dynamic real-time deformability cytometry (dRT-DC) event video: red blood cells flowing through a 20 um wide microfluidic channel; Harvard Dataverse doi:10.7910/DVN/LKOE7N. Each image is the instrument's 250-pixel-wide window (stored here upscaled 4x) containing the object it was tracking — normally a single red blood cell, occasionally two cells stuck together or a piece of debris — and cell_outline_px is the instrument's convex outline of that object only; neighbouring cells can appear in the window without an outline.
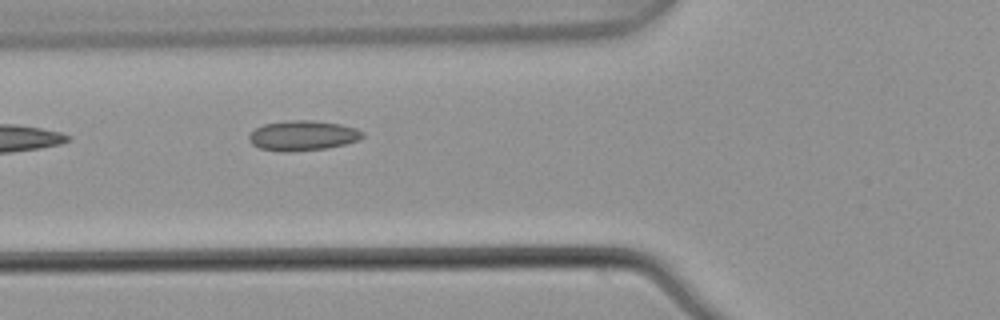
{"species": "common noctule bat (a hibernating species)", "species_latin": "Nyctalus noctula", "temperature_condition": "warm", "stored_images_in_passage": 3, "camera_frame_rate_fps": 3000, "um_per_image_px": 0.085, "animal": {"sex": "male", "body_mass_g": 21.5, "forearm_length_mm": 52.0}, "frame": {"image": 1, "passage_image": 3, "time_ms": 0.667, "image_size_px": [1000, 320], "cell_outline_px": [[364, 136], [360, 140], [328, 148], [288, 152], [284, 152], [260, 148], [252, 144], [248, 140], [248, 136], [256, 128], [264, 124], [284, 120], [312, 120], [340, 124], [356, 128], [364, 132]], "centroid_in_image_um": [25.74, 11.52], "position_along_channel_um": 100.1, "area_um2": 20.0}}